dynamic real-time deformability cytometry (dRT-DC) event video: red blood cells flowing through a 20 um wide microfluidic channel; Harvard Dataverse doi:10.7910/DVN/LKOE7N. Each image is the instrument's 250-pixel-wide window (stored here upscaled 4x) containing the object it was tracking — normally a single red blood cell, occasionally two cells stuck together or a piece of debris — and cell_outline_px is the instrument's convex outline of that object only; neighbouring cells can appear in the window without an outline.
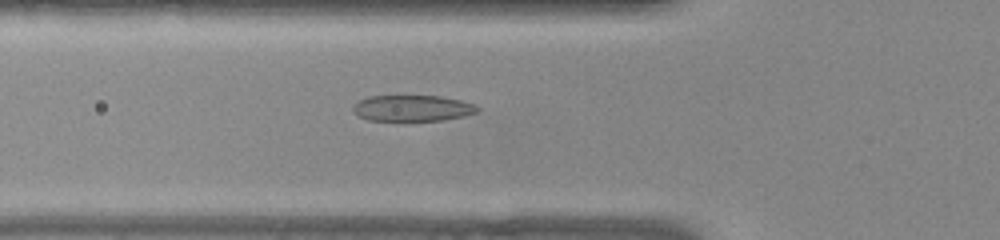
{"species": "common noctule bat (a hibernating species)", "species_latin": "Nyctalus noctula", "temperature_condition": "warm", "stored_images_in_passage": 45, "camera_frame_rate_fps": 3000, "um_per_image_px": 0.085, "animal": {"sex": "female", "body_mass_g": 22.0, "forearm_length_mm": 56.7}, "frame": {"image": 1, "passage_image": 11, "time_ms": 3.333, "image_size_px": [1000, 240], "cell_outline_px": [[480, 108], [476, 112], [464, 116], [444, 120], [368, 120], [360, 116], [352, 108], [360, 100], [368, 96], [440, 96], [460, 100], [472, 104]], "centroid_in_image_um": [35.08, 9.19], "position_along_channel_um": 90.7, "area_um2": 18.55}}
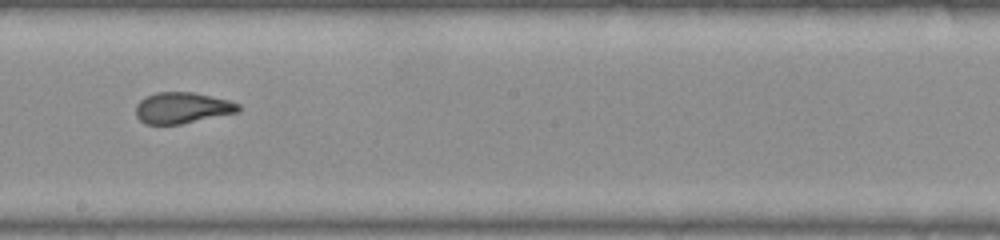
{"frame": {"image": 2, "passage_image": 22, "time_ms": 7.0, "image_size_px": [1000, 240], "cell_outline_px": [[240, 112], [180, 124], [144, 124], [136, 116], [136, 104], [140, 100], [156, 92], [192, 92], [228, 100], [240, 104]], "centroid_in_image_um": [15.49, 9.17], "position_along_channel_um": 232.7, "area_um2": 18.55}}
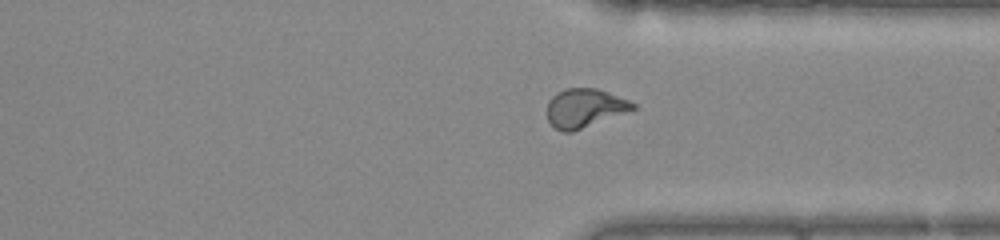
{"frame": {"image": 3, "passage_image": 32, "time_ms": 10.333, "image_size_px": [1000, 240], "cell_outline_px": [[636, 108], [572, 132], [560, 132], [548, 120], [548, 100], [556, 92], [568, 88], [596, 88], [608, 92], [628, 100], [636, 104]], "centroid_in_image_um": [49.67, 9.18], "position_along_channel_um": 361.7, "area_um2": 19.13}, "authors_computed_cell_mechanics": {"area_um2": 19.1896, "velocity_mm_per_s": 3.8687, "shape_relaxation_time_tau1_ms": 4.2665, "shape_relaxation_time_tau2_ms": 1.0176, "deformation_change_tau1": 0.1754, "deformation_change_tau2": 0.0798}}